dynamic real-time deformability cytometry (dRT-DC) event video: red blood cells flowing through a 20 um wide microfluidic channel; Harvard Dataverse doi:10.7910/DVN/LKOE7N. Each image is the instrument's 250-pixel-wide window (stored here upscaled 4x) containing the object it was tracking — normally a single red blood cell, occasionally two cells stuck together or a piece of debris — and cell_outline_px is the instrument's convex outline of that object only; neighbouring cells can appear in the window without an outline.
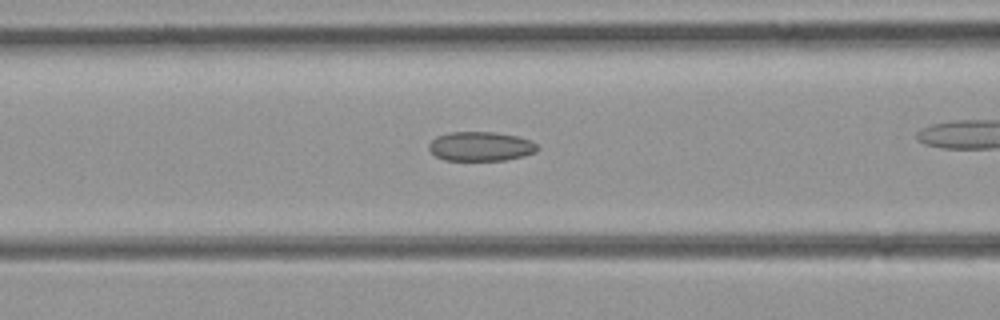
{"species": "common noctule bat (a hibernating species)", "species_latin": "Nyctalus noctula", "temperature_condition": "room temperature", "stored_images_in_passage": 29, "camera_frame_rate_fps": 3000, "um_per_image_px": 0.085, "animal": {"sex": "female", "body_mass_g": 21.9}, "frame": {"image": 1, "passage_image": 10, "time_ms": 3.0, "image_size_px": [1000, 320], "cell_outline_px": [[540, 148], [536, 152], [524, 156], [504, 160], [444, 160], [436, 156], [428, 148], [428, 144], [436, 136], [452, 132], [492, 132], [516, 136], [528, 140], [536, 144]], "centroid_in_image_um": [40.85, 12.44], "position_along_channel_um": 125.8, "area_um2": 18.44}}
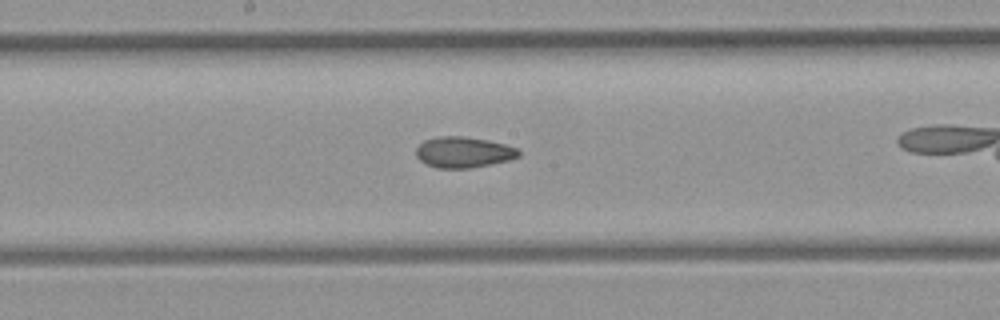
{"frame": {"image": 2, "passage_image": 16, "time_ms": 5.0, "image_size_px": [1000, 320], "cell_outline_px": [[520, 156], [508, 160], [472, 168], [436, 168], [420, 160], [416, 156], [416, 148], [424, 140], [440, 136], [460, 136], [488, 140], [504, 144], [516, 148], [520, 152]], "centroid_in_image_um": [39.39, 12.94], "position_along_channel_um": 208.8, "area_um2": 18.32}}
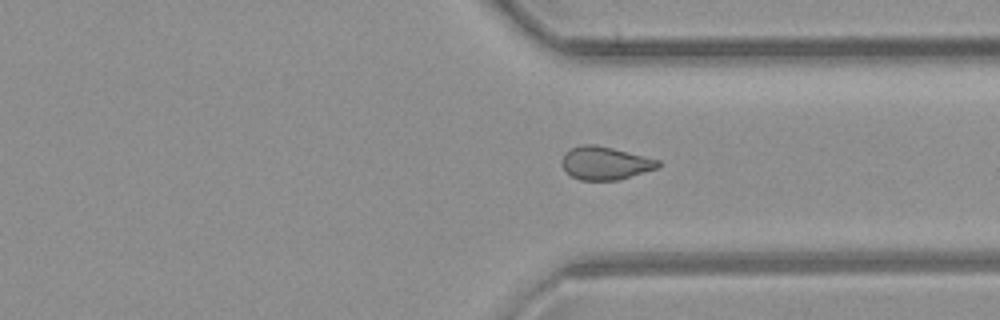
{"frame": {"image": 3, "passage_image": 27, "time_ms": 8.667, "image_size_px": [1000, 320], "cell_outline_px": [[660, 168], [616, 180], [580, 180], [572, 176], [564, 168], [560, 160], [564, 152], [580, 144], [596, 144], [660, 160]], "centroid_in_image_um": [51.43, 13.85], "position_along_channel_um": 360.0, "area_um2": 18.55}}